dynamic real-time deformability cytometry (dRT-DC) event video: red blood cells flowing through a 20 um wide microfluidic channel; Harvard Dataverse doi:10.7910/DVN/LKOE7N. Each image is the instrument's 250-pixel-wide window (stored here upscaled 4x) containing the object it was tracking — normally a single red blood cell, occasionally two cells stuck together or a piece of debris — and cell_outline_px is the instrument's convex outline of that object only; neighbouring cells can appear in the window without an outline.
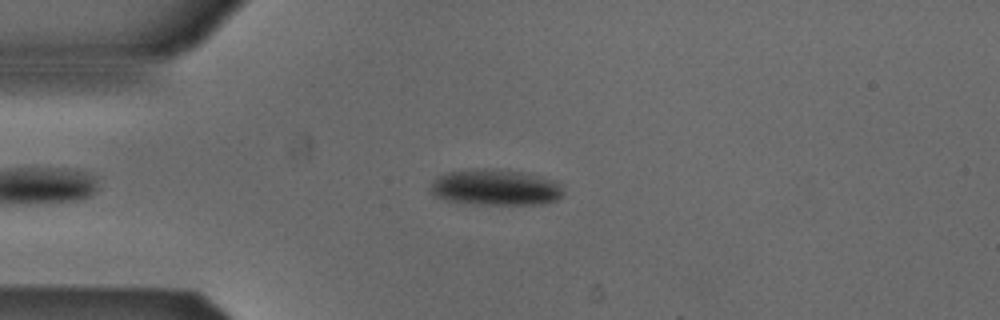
{"species": "Egyptian fruit bat (a non-hibernating species)", "species_latin": "Rousettus aegyptiacus", "temperature_condition": "cold", "stored_images_in_passage": 47, "camera_frame_rate_fps": 3000, "um_per_image_px": 0.085, "animal": {"sex": "male"}, "frame": {"image": 1, "passage_image": 12, "time_ms": 3.667, "image_size_px": [1000, 320], "cell_outline_px": [[564, 196], [556, 200], [544, 204], [472, 204], [448, 200], [436, 196], [432, 192], [432, 184], [436, 176], [448, 172], [484, 168], [520, 172], [540, 176], [556, 180], [560, 184], [564, 192]], "centroid_in_image_um": [42.17, 15.93], "position_along_channel_um": 42.8, "area_um2": 27.74}}
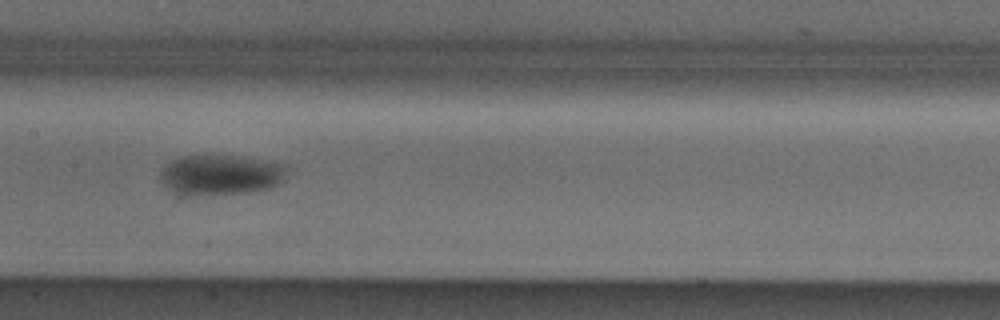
{"frame": {"image": 2, "passage_image": 25, "time_ms": 8.0, "image_size_px": [1000, 320], "cell_outline_px": [[288, 164], [284, 180], [272, 188], [248, 192], [184, 192], [168, 188], [160, 180], [160, 172], [164, 164], [180, 156], [236, 156]], "centroid_in_image_um": [18.83, 14.8], "position_along_channel_um": 188.6, "area_um2": 28.67}}
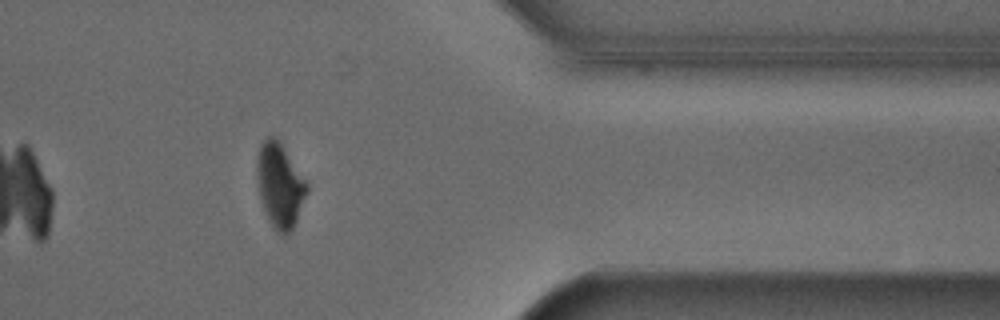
{"frame": {"image": 3, "passage_image": 42, "time_ms": 13.667, "image_size_px": [1000, 320], "cell_outline_px": [[308, 192], [296, 220], [288, 236], [284, 236], [276, 232], [268, 220], [260, 200], [256, 176], [256, 156], [260, 144], [268, 136], [272, 136], [280, 140], [308, 184]], "centroid_in_image_um": [23.76, 15.75], "position_along_channel_um": 387.6, "area_um2": 24.91}, "authors_computed_cell_mechanics": {"area_um2": 27.2816, "velocity_mm_per_s": 3.8603, "shape_relaxation_time_tau1_ms": 3.6569, "shape_relaxation_time_tau2_ms": null, "deformation_change_tau1": 0.1046, "deformation_change_tau2": null}}